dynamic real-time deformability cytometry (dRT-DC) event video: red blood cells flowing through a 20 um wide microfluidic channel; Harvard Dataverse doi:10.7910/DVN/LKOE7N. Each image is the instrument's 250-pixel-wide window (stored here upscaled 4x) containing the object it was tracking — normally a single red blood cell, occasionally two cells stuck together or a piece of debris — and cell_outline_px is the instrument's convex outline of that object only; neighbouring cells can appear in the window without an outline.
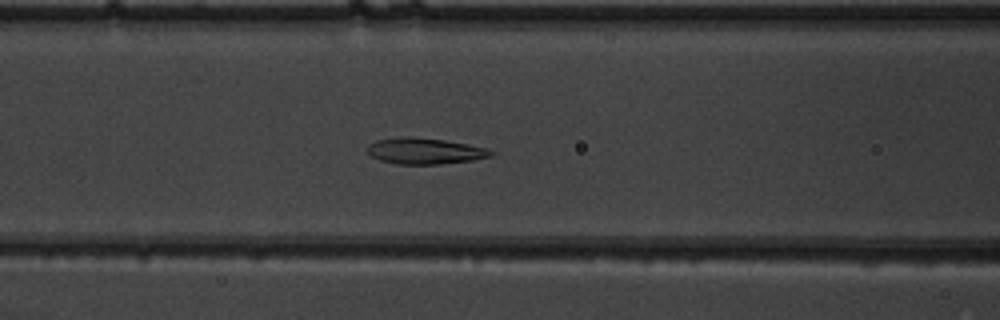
{"species": "common noctule bat (a hibernating species)", "species_latin": "Nyctalus noctula", "temperature_condition": "warm", "stored_images_in_passage": 46, "camera_frame_rate_fps": 3000, "um_per_image_px": 0.085, "animal": {"sex": "male", "body_mass_g": 19.5, "forearm_length_mm": 54.6}, "frame": {"image": 1, "passage_image": 16, "time_ms": 5.0, "image_size_px": [1000, 320], "cell_outline_px": [[496, 152], [492, 156], [472, 160], [440, 164], [396, 164], [380, 160], [372, 156], [364, 148], [368, 144], [376, 140], [404, 136], [408, 136], [444, 140], [468, 144], [488, 148]], "centroid_in_image_um": [36.1, 12.83], "position_along_channel_um": 130.5, "area_um2": 18.96}}
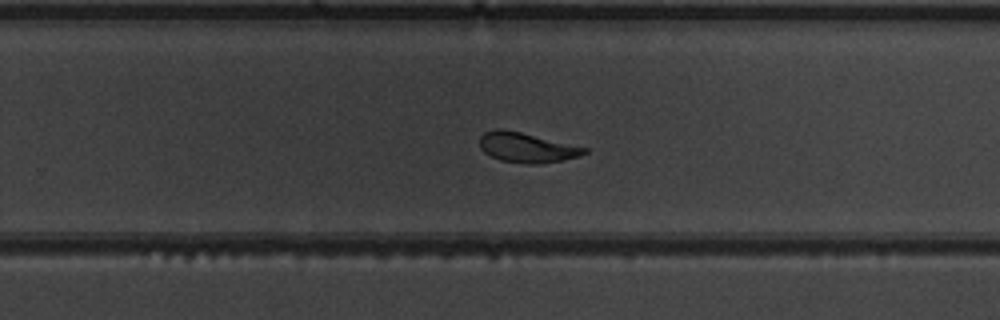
{"frame": {"image": 2, "passage_image": 28, "time_ms": 9.0, "image_size_px": [1000, 320], "cell_outline_px": [[588, 152], [580, 156], [564, 160], [540, 164], [528, 164], [500, 160], [484, 152], [480, 148], [480, 136], [484, 132], [496, 128], [500, 128], [520, 132], [588, 148]], "centroid_in_image_um": [44.77, 12.54], "position_along_channel_um": 285.0, "area_um2": 18.21}}
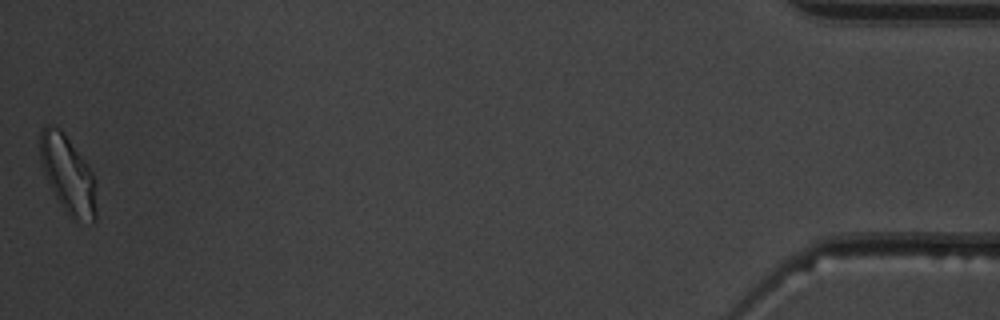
{"frame": {"image": 3, "passage_image": 46, "time_ms": 15.0, "image_size_px": [1000, 320], "cell_outline_px": [[96, 220], [72, 220], [68, 216], [60, 204], [40, 164], [40, 128], [44, 124], [48, 124], [60, 128], [88, 164], [96, 180]], "centroid_in_image_um": [5.78, 14.81], "position_along_channel_um": 429.4, "area_um2": 25.55}, "authors_computed_cell_mechanics": {"area_um2": 19.1896, "velocity_mm_per_s": 3.8741, "shape_relaxation_time_tau1_ms": 4.7067, "shape_relaxation_time_tau2_ms": 1.3479, "deformation_change_tau1": 0.15, "deformation_change_tau2": 0.0704}}